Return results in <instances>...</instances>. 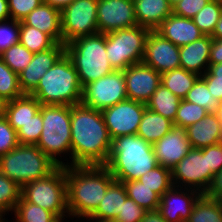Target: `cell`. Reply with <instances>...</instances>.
<instances>
[{
  "mask_svg": "<svg viewBox=\"0 0 222 222\" xmlns=\"http://www.w3.org/2000/svg\"><path fill=\"white\" fill-rule=\"evenodd\" d=\"M71 157L66 165H105L112 139L100 110L71 106Z\"/></svg>",
  "mask_w": 222,
  "mask_h": 222,
  "instance_id": "1",
  "label": "cell"
},
{
  "mask_svg": "<svg viewBox=\"0 0 222 222\" xmlns=\"http://www.w3.org/2000/svg\"><path fill=\"white\" fill-rule=\"evenodd\" d=\"M69 217L88 218L115 180L105 165H65Z\"/></svg>",
  "mask_w": 222,
  "mask_h": 222,
  "instance_id": "2",
  "label": "cell"
},
{
  "mask_svg": "<svg viewBox=\"0 0 222 222\" xmlns=\"http://www.w3.org/2000/svg\"><path fill=\"white\" fill-rule=\"evenodd\" d=\"M105 166L116 181L138 180L159 166L153 145L136 135H122L112 139Z\"/></svg>",
  "mask_w": 222,
  "mask_h": 222,
  "instance_id": "3",
  "label": "cell"
},
{
  "mask_svg": "<svg viewBox=\"0 0 222 222\" xmlns=\"http://www.w3.org/2000/svg\"><path fill=\"white\" fill-rule=\"evenodd\" d=\"M41 105H77L81 103L82 86L72 60L66 53L43 75L30 94Z\"/></svg>",
  "mask_w": 222,
  "mask_h": 222,
  "instance_id": "4",
  "label": "cell"
},
{
  "mask_svg": "<svg viewBox=\"0 0 222 222\" xmlns=\"http://www.w3.org/2000/svg\"><path fill=\"white\" fill-rule=\"evenodd\" d=\"M65 53L72 60L82 88L115 71L106 54V34L76 38L65 45Z\"/></svg>",
  "mask_w": 222,
  "mask_h": 222,
  "instance_id": "5",
  "label": "cell"
},
{
  "mask_svg": "<svg viewBox=\"0 0 222 222\" xmlns=\"http://www.w3.org/2000/svg\"><path fill=\"white\" fill-rule=\"evenodd\" d=\"M57 167L36 145L19 144L0 156V172L21 188L29 182L47 177Z\"/></svg>",
  "mask_w": 222,
  "mask_h": 222,
  "instance_id": "6",
  "label": "cell"
},
{
  "mask_svg": "<svg viewBox=\"0 0 222 222\" xmlns=\"http://www.w3.org/2000/svg\"><path fill=\"white\" fill-rule=\"evenodd\" d=\"M39 111L43 130L36 146L58 166H65L58 157L71 154V106L41 105Z\"/></svg>",
  "mask_w": 222,
  "mask_h": 222,
  "instance_id": "7",
  "label": "cell"
},
{
  "mask_svg": "<svg viewBox=\"0 0 222 222\" xmlns=\"http://www.w3.org/2000/svg\"><path fill=\"white\" fill-rule=\"evenodd\" d=\"M21 196L27 202L54 213L64 221V217L69 216L65 166H58L47 177L25 184ZM65 213H68L67 216Z\"/></svg>",
  "mask_w": 222,
  "mask_h": 222,
  "instance_id": "8",
  "label": "cell"
},
{
  "mask_svg": "<svg viewBox=\"0 0 222 222\" xmlns=\"http://www.w3.org/2000/svg\"><path fill=\"white\" fill-rule=\"evenodd\" d=\"M150 29L133 26L106 33V54L114 70L123 71L142 63Z\"/></svg>",
  "mask_w": 222,
  "mask_h": 222,
  "instance_id": "9",
  "label": "cell"
},
{
  "mask_svg": "<svg viewBox=\"0 0 222 222\" xmlns=\"http://www.w3.org/2000/svg\"><path fill=\"white\" fill-rule=\"evenodd\" d=\"M97 5L98 0H75L61 11L64 45L76 38L99 33Z\"/></svg>",
  "mask_w": 222,
  "mask_h": 222,
  "instance_id": "10",
  "label": "cell"
},
{
  "mask_svg": "<svg viewBox=\"0 0 222 222\" xmlns=\"http://www.w3.org/2000/svg\"><path fill=\"white\" fill-rule=\"evenodd\" d=\"M126 99L124 71L115 70L82 88L81 104L100 111Z\"/></svg>",
  "mask_w": 222,
  "mask_h": 222,
  "instance_id": "11",
  "label": "cell"
},
{
  "mask_svg": "<svg viewBox=\"0 0 222 222\" xmlns=\"http://www.w3.org/2000/svg\"><path fill=\"white\" fill-rule=\"evenodd\" d=\"M171 174L173 186L179 188L181 186H184V188L189 187V189L196 190L201 194H205L214 176L210 168H208L207 154H204L201 149L197 148H192L171 169Z\"/></svg>",
  "mask_w": 222,
  "mask_h": 222,
  "instance_id": "12",
  "label": "cell"
},
{
  "mask_svg": "<svg viewBox=\"0 0 222 222\" xmlns=\"http://www.w3.org/2000/svg\"><path fill=\"white\" fill-rule=\"evenodd\" d=\"M146 104L126 99L101 110L111 139L122 135H136Z\"/></svg>",
  "mask_w": 222,
  "mask_h": 222,
  "instance_id": "13",
  "label": "cell"
},
{
  "mask_svg": "<svg viewBox=\"0 0 222 222\" xmlns=\"http://www.w3.org/2000/svg\"><path fill=\"white\" fill-rule=\"evenodd\" d=\"M97 25L99 33L138 26L133 0H98Z\"/></svg>",
  "mask_w": 222,
  "mask_h": 222,
  "instance_id": "14",
  "label": "cell"
},
{
  "mask_svg": "<svg viewBox=\"0 0 222 222\" xmlns=\"http://www.w3.org/2000/svg\"><path fill=\"white\" fill-rule=\"evenodd\" d=\"M142 63L154 68L160 74L180 68L179 47L156 31H150Z\"/></svg>",
  "mask_w": 222,
  "mask_h": 222,
  "instance_id": "15",
  "label": "cell"
},
{
  "mask_svg": "<svg viewBox=\"0 0 222 222\" xmlns=\"http://www.w3.org/2000/svg\"><path fill=\"white\" fill-rule=\"evenodd\" d=\"M123 71L128 99L146 104L161 84V74L144 63L133 64Z\"/></svg>",
  "mask_w": 222,
  "mask_h": 222,
  "instance_id": "16",
  "label": "cell"
},
{
  "mask_svg": "<svg viewBox=\"0 0 222 222\" xmlns=\"http://www.w3.org/2000/svg\"><path fill=\"white\" fill-rule=\"evenodd\" d=\"M182 188L172 186L161 196L158 211L167 222H186L194 204L202 195L196 190Z\"/></svg>",
  "mask_w": 222,
  "mask_h": 222,
  "instance_id": "17",
  "label": "cell"
},
{
  "mask_svg": "<svg viewBox=\"0 0 222 222\" xmlns=\"http://www.w3.org/2000/svg\"><path fill=\"white\" fill-rule=\"evenodd\" d=\"M158 164L172 169L192 149L186 128L173 125L171 130L153 144Z\"/></svg>",
  "mask_w": 222,
  "mask_h": 222,
  "instance_id": "18",
  "label": "cell"
},
{
  "mask_svg": "<svg viewBox=\"0 0 222 222\" xmlns=\"http://www.w3.org/2000/svg\"><path fill=\"white\" fill-rule=\"evenodd\" d=\"M65 45L56 43L52 48L34 53L29 65L18 74L19 85L23 94H31L39 84L40 79L63 55Z\"/></svg>",
  "mask_w": 222,
  "mask_h": 222,
  "instance_id": "19",
  "label": "cell"
},
{
  "mask_svg": "<svg viewBox=\"0 0 222 222\" xmlns=\"http://www.w3.org/2000/svg\"><path fill=\"white\" fill-rule=\"evenodd\" d=\"M155 31L178 47L192 43L205 36L192 19L180 17L173 13Z\"/></svg>",
  "mask_w": 222,
  "mask_h": 222,
  "instance_id": "20",
  "label": "cell"
},
{
  "mask_svg": "<svg viewBox=\"0 0 222 222\" xmlns=\"http://www.w3.org/2000/svg\"><path fill=\"white\" fill-rule=\"evenodd\" d=\"M212 37L205 35L199 40L179 47L180 68L202 76L209 68Z\"/></svg>",
  "mask_w": 222,
  "mask_h": 222,
  "instance_id": "21",
  "label": "cell"
},
{
  "mask_svg": "<svg viewBox=\"0 0 222 222\" xmlns=\"http://www.w3.org/2000/svg\"><path fill=\"white\" fill-rule=\"evenodd\" d=\"M192 148L202 149L222 142V124L216 113H208L202 120L186 128Z\"/></svg>",
  "mask_w": 222,
  "mask_h": 222,
  "instance_id": "22",
  "label": "cell"
},
{
  "mask_svg": "<svg viewBox=\"0 0 222 222\" xmlns=\"http://www.w3.org/2000/svg\"><path fill=\"white\" fill-rule=\"evenodd\" d=\"M21 22L48 34L56 43H63L61 12L58 9L42 3L23 18Z\"/></svg>",
  "mask_w": 222,
  "mask_h": 222,
  "instance_id": "23",
  "label": "cell"
},
{
  "mask_svg": "<svg viewBox=\"0 0 222 222\" xmlns=\"http://www.w3.org/2000/svg\"><path fill=\"white\" fill-rule=\"evenodd\" d=\"M137 24L155 31L173 13L168 0H133Z\"/></svg>",
  "mask_w": 222,
  "mask_h": 222,
  "instance_id": "24",
  "label": "cell"
},
{
  "mask_svg": "<svg viewBox=\"0 0 222 222\" xmlns=\"http://www.w3.org/2000/svg\"><path fill=\"white\" fill-rule=\"evenodd\" d=\"M128 198L123 182L114 180L108 187L106 194L97 209L87 218L91 220L114 221L123 208V203ZM91 219V220H90Z\"/></svg>",
  "mask_w": 222,
  "mask_h": 222,
  "instance_id": "25",
  "label": "cell"
},
{
  "mask_svg": "<svg viewBox=\"0 0 222 222\" xmlns=\"http://www.w3.org/2000/svg\"><path fill=\"white\" fill-rule=\"evenodd\" d=\"M41 103L29 94H24L7 103L5 118L17 132L23 124L32 119L40 110Z\"/></svg>",
  "mask_w": 222,
  "mask_h": 222,
  "instance_id": "26",
  "label": "cell"
},
{
  "mask_svg": "<svg viewBox=\"0 0 222 222\" xmlns=\"http://www.w3.org/2000/svg\"><path fill=\"white\" fill-rule=\"evenodd\" d=\"M173 125V121L170 119L146 108L139 124L137 135L153 145L168 133Z\"/></svg>",
  "mask_w": 222,
  "mask_h": 222,
  "instance_id": "27",
  "label": "cell"
},
{
  "mask_svg": "<svg viewBox=\"0 0 222 222\" xmlns=\"http://www.w3.org/2000/svg\"><path fill=\"white\" fill-rule=\"evenodd\" d=\"M200 76L183 68L161 74V84L180 99H184Z\"/></svg>",
  "mask_w": 222,
  "mask_h": 222,
  "instance_id": "28",
  "label": "cell"
},
{
  "mask_svg": "<svg viewBox=\"0 0 222 222\" xmlns=\"http://www.w3.org/2000/svg\"><path fill=\"white\" fill-rule=\"evenodd\" d=\"M181 99L160 84L146 103V108L174 122Z\"/></svg>",
  "mask_w": 222,
  "mask_h": 222,
  "instance_id": "29",
  "label": "cell"
},
{
  "mask_svg": "<svg viewBox=\"0 0 222 222\" xmlns=\"http://www.w3.org/2000/svg\"><path fill=\"white\" fill-rule=\"evenodd\" d=\"M128 198L132 199L146 211L159 209L161 197L139 180L123 182Z\"/></svg>",
  "mask_w": 222,
  "mask_h": 222,
  "instance_id": "30",
  "label": "cell"
},
{
  "mask_svg": "<svg viewBox=\"0 0 222 222\" xmlns=\"http://www.w3.org/2000/svg\"><path fill=\"white\" fill-rule=\"evenodd\" d=\"M186 222H222V202L202 194Z\"/></svg>",
  "mask_w": 222,
  "mask_h": 222,
  "instance_id": "31",
  "label": "cell"
},
{
  "mask_svg": "<svg viewBox=\"0 0 222 222\" xmlns=\"http://www.w3.org/2000/svg\"><path fill=\"white\" fill-rule=\"evenodd\" d=\"M19 43L30 52L38 53L52 48L56 42L46 33L20 21Z\"/></svg>",
  "mask_w": 222,
  "mask_h": 222,
  "instance_id": "32",
  "label": "cell"
},
{
  "mask_svg": "<svg viewBox=\"0 0 222 222\" xmlns=\"http://www.w3.org/2000/svg\"><path fill=\"white\" fill-rule=\"evenodd\" d=\"M15 222H62L54 213L27 202L22 196L15 209Z\"/></svg>",
  "mask_w": 222,
  "mask_h": 222,
  "instance_id": "33",
  "label": "cell"
},
{
  "mask_svg": "<svg viewBox=\"0 0 222 222\" xmlns=\"http://www.w3.org/2000/svg\"><path fill=\"white\" fill-rule=\"evenodd\" d=\"M222 15V0H210L193 18L204 35H212Z\"/></svg>",
  "mask_w": 222,
  "mask_h": 222,
  "instance_id": "34",
  "label": "cell"
},
{
  "mask_svg": "<svg viewBox=\"0 0 222 222\" xmlns=\"http://www.w3.org/2000/svg\"><path fill=\"white\" fill-rule=\"evenodd\" d=\"M21 191L22 188L16 182L0 172V217L2 219L6 220L3 216L9 211H14L21 198Z\"/></svg>",
  "mask_w": 222,
  "mask_h": 222,
  "instance_id": "35",
  "label": "cell"
},
{
  "mask_svg": "<svg viewBox=\"0 0 222 222\" xmlns=\"http://www.w3.org/2000/svg\"><path fill=\"white\" fill-rule=\"evenodd\" d=\"M138 180L160 197L173 186L171 169L161 165L148 171Z\"/></svg>",
  "mask_w": 222,
  "mask_h": 222,
  "instance_id": "36",
  "label": "cell"
},
{
  "mask_svg": "<svg viewBox=\"0 0 222 222\" xmlns=\"http://www.w3.org/2000/svg\"><path fill=\"white\" fill-rule=\"evenodd\" d=\"M184 100L204 107L210 113H215L220 104L217 99L213 98L212 93L208 90L206 82L201 77L196 80Z\"/></svg>",
  "mask_w": 222,
  "mask_h": 222,
  "instance_id": "37",
  "label": "cell"
},
{
  "mask_svg": "<svg viewBox=\"0 0 222 222\" xmlns=\"http://www.w3.org/2000/svg\"><path fill=\"white\" fill-rule=\"evenodd\" d=\"M33 55L34 54L25 46L21 43H17L10 46L2 54H0V58L12 69V71L19 74L29 65Z\"/></svg>",
  "mask_w": 222,
  "mask_h": 222,
  "instance_id": "38",
  "label": "cell"
},
{
  "mask_svg": "<svg viewBox=\"0 0 222 222\" xmlns=\"http://www.w3.org/2000/svg\"><path fill=\"white\" fill-rule=\"evenodd\" d=\"M22 95L24 94L19 85L18 74L0 58V96L10 101Z\"/></svg>",
  "mask_w": 222,
  "mask_h": 222,
  "instance_id": "39",
  "label": "cell"
},
{
  "mask_svg": "<svg viewBox=\"0 0 222 222\" xmlns=\"http://www.w3.org/2000/svg\"><path fill=\"white\" fill-rule=\"evenodd\" d=\"M208 113L204 107L181 99L173 124L187 128L202 120Z\"/></svg>",
  "mask_w": 222,
  "mask_h": 222,
  "instance_id": "40",
  "label": "cell"
},
{
  "mask_svg": "<svg viewBox=\"0 0 222 222\" xmlns=\"http://www.w3.org/2000/svg\"><path fill=\"white\" fill-rule=\"evenodd\" d=\"M43 130L42 114L39 111L17 131L19 144L37 145Z\"/></svg>",
  "mask_w": 222,
  "mask_h": 222,
  "instance_id": "41",
  "label": "cell"
},
{
  "mask_svg": "<svg viewBox=\"0 0 222 222\" xmlns=\"http://www.w3.org/2000/svg\"><path fill=\"white\" fill-rule=\"evenodd\" d=\"M11 20V22H10ZM20 21H0V54L10 46L19 43Z\"/></svg>",
  "mask_w": 222,
  "mask_h": 222,
  "instance_id": "42",
  "label": "cell"
},
{
  "mask_svg": "<svg viewBox=\"0 0 222 222\" xmlns=\"http://www.w3.org/2000/svg\"><path fill=\"white\" fill-rule=\"evenodd\" d=\"M18 145L17 132L6 118L0 119V156L8 153Z\"/></svg>",
  "mask_w": 222,
  "mask_h": 222,
  "instance_id": "43",
  "label": "cell"
},
{
  "mask_svg": "<svg viewBox=\"0 0 222 222\" xmlns=\"http://www.w3.org/2000/svg\"><path fill=\"white\" fill-rule=\"evenodd\" d=\"M148 211L143 209L134 200L127 198L123 203L121 212L115 218V222H140Z\"/></svg>",
  "mask_w": 222,
  "mask_h": 222,
  "instance_id": "44",
  "label": "cell"
},
{
  "mask_svg": "<svg viewBox=\"0 0 222 222\" xmlns=\"http://www.w3.org/2000/svg\"><path fill=\"white\" fill-rule=\"evenodd\" d=\"M43 0H8L10 17L22 21L32 10L40 6Z\"/></svg>",
  "mask_w": 222,
  "mask_h": 222,
  "instance_id": "45",
  "label": "cell"
},
{
  "mask_svg": "<svg viewBox=\"0 0 222 222\" xmlns=\"http://www.w3.org/2000/svg\"><path fill=\"white\" fill-rule=\"evenodd\" d=\"M210 0H180L172 9L173 14L192 19Z\"/></svg>",
  "mask_w": 222,
  "mask_h": 222,
  "instance_id": "46",
  "label": "cell"
},
{
  "mask_svg": "<svg viewBox=\"0 0 222 222\" xmlns=\"http://www.w3.org/2000/svg\"><path fill=\"white\" fill-rule=\"evenodd\" d=\"M207 154L208 168L216 175L222 169V142L201 149Z\"/></svg>",
  "mask_w": 222,
  "mask_h": 222,
  "instance_id": "47",
  "label": "cell"
},
{
  "mask_svg": "<svg viewBox=\"0 0 222 222\" xmlns=\"http://www.w3.org/2000/svg\"><path fill=\"white\" fill-rule=\"evenodd\" d=\"M204 195L222 202V169L213 176L211 184Z\"/></svg>",
  "mask_w": 222,
  "mask_h": 222,
  "instance_id": "48",
  "label": "cell"
},
{
  "mask_svg": "<svg viewBox=\"0 0 222 222\" xmlns=\"http://www.w3.org/2000/svg\"><path fill=\"white\" fill-rule=\"evenodd\" d=\"M207 84L209 92L213 98L222 102V79H216V76H200Z\"/></svg>",
  "mask_w": 222,
  "mask_h": 222,
  "instance_id": "49",
  "label": "cell"
},
{
  "mask_svg": "<svg viewBox=\"0 0 222 222\" xmlns=\"http://www.w3.org/2000/svg\"><path fill=\"white\" fill-rule=\"evenodd\" d=\"M222 63V39L212 38V45L210 47L209 64Z\"/></svg>",
  "mask_w": 222,
  "mask_h": 222,
  "instance_id": "50",
  "label": "cell"
},
{
  "mask_svg": "<svg viewBox=\"0 0 222 222\" xmlns=\"http://www.w3.org/2000/svg\"><path fill=\"white\" fill-rule=\"evenodd\" d=\"M140 222H167V221L162 217V214L158 210H156V211H148Z\"/></svg>",
  "mask_w": 222,
  "mask_h": 222,
  "instance_id": "51",
  "label": "cell"
},
{
  "mask_svg": "<svg viewBox=\"0 0 222 222\" xmlns=\"http://www.w3.org/2000/svg\"><path fill=\"white\" fill-rule=\"evenodd\" d=\"M75 0H43V3L58 9L60 12Z\"/></svg>",
  "mask_w": 222,
  "mask_h": 222,
  "instance_id": "52",
  "label": "cell"
},
{
  "mask_svg": "<svg viewBox=\"0 0 222 222\" xmlns=\"http://www.w3.org/2000/svg\"><path fill=\"white\" fill-rule=\"evenodd\" d=\"M202 76H216V79H222V63L209 65L208 70Z\"/></svg>",
  "mask_w": 222,
  "mask_h": 222,
  "instance_id": "53",
  "label": "cell"
},
{
  "mask_svg": "<svg viewBox=\"0 0 222 222\" xmlns=\"http://www.w3.org/2000/svg\"><path fill=\"white\" fill-rule=\"evenodd\" d=\"M11 19L8 0H0V21Z\"/></svg>",
  "mask_w": 222,
  "mask_h": 222,
  "instance_id": "54",
  "label": "cell"
},
{
  "mask_svg": "<svg viewBox=\"0 0 222 222\" xmlns=\"http://www.w3.org/2000/svg\"><path fill=\"white\" fill-rule=\"evenodd\" d=\"M211 37L214 39H222V15L220 17V20L217 22L215 30Z\"/></svg>",
  "mask_w": 222,
  "mask_h": 222,
  "instance_id": "55",
  "label": "cell"
},
{
  "mask_svg": "<svg viewBox=\"0 0 222 222\" xmlns=\"http://www.w3.org/2000/svg\"><path fill=\"white\" fill-rule=\"evenodd\" d=\"M8 101L0 96V119L5 118Z\"/></svg>",
  "mask_w": 222,
  "mask_h": 222,
  "instance_id": "56",
  "label": "cell"
},
{
  "mask_svg": "<svg viewBox=\"0 0 222 222\" xmlns=\"http://www.w3.org/2000/svg\"><path fill=\"white\" fill-rule=\"evenodd\" d=\"M215 113H216L217 117L219 118V120L222 124V102H220V104H219Z\"/></svg>",
  "mask_w": 222,
  "mask_h": 222,
  "instance_id": "57",
  "label": "cell"
},
{
  "mask_svg": "<svg viewBox=\"0 0 222 222\" xmlns=\"http://www.w3.org/2000/svg\"><path fill=\"white\" fill-rule=\"evenodd\" d=\"M180 0H168L170 6L173 8Z\"/></svg>",
  "mask_w": 222,
  "mask_h": 222,
  "instance_id": "58",
  "label": "cell"
},
{
  "mask_svg": "<svg viewBox=\"0 0 222 222\" xmlns=\"http://www.w3.org/2000/svg\"><path fill=\"white\" fill-rule=\"evenodd\" d=\"M115 222V221H112V220H92V222Z\"/></svg>",
  "mask_w": 222,
  "mask_h": 222,
  "instance_id": "59",
  "label": "cell"
},
{
  "mask_svg": "<svg viewBox=\"0 0 222 222\" xmlns=\"http://www.w3.org/2000/svg\"><path fill=\"white\" fill-rule=\"evenodd\" d=\"M5 220L0 217V222H4Z\"/></svg>",
  "mask_w": 222,
  "mask_h": 222,
  "instance_id": "60",
  "label": "cell"
}]
</instances>
